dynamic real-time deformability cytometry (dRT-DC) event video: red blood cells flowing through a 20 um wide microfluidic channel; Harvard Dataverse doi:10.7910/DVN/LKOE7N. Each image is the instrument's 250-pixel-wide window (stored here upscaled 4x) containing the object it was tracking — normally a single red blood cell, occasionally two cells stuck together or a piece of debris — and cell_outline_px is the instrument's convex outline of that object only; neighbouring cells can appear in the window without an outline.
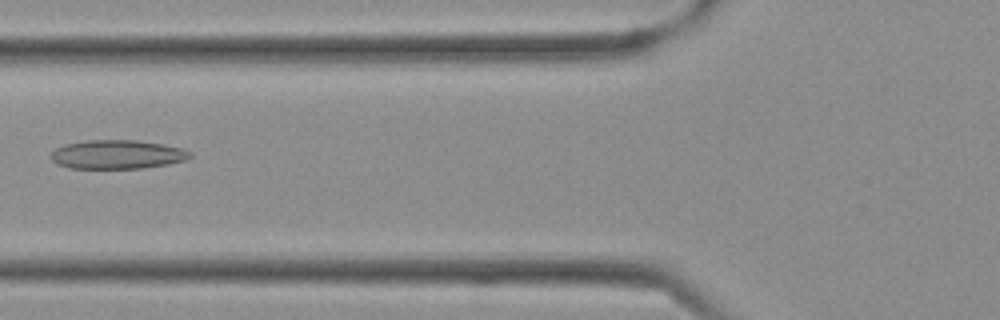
{"species": "Egyptian fruit bat (a non-hibernating species)", "species_latin": "Rousettus aegyptiacus", "temperature_condition": "cold", "stored_images_in_passage": 38, "camera_frame_rate_fps": 3000, "um_per_image_px": 0.085, "frame": {"image": 1, "passage_image": 14, "time_ms": 4.333, "image_size_px": [1000, 320], "cell_outline_px": [[192, 156], [188, 160], [168, 164], [144, 168], [68, 168], [56, 164], [52, 160], [52, 152], [56, 148], [64, 144], [88, 140], [132, 140], [164, 144], [180, 148], [192, 152]], "centroid_in_image_um": [9.98, 13.13], "position_along_channel_um": 115.8, "area_um2": 23.47}}
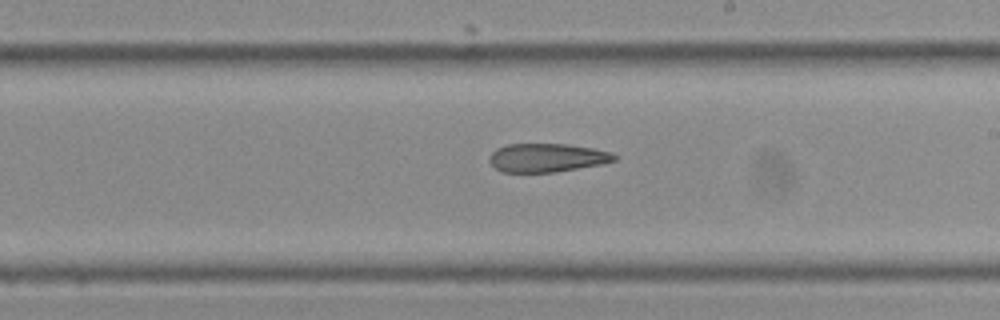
{"frame": {"image": 2, "passage_image": 21, "time_ms": 6.667, "image_size_px": [1000, 320], "cell_outline_px": [[616, 160], [604, 164], [556, 172], [500, 172], [488, 160], [488, 156], [496, 148], [508, 144], [568, 144], [592, 148], [612, 152], [616, 156]], "centroid_in_image_um": [46.49, 13.41], "position_along_channel_um": 242.5, "area_um2": 20.98}}
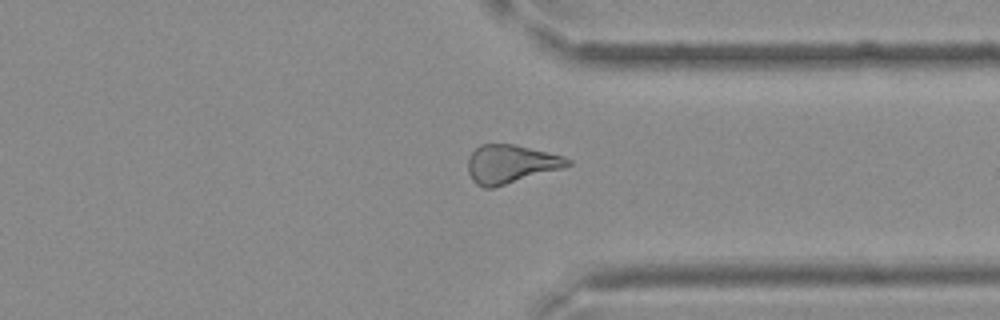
{"frame": {"image": 3, "passage_image": 28, "time_ms": 9.0, "image_size_px": [1000, 320], "cell_outline_px": [[572, 164], [564, 168], [492, 188], [484, 188], [476, 184], [472, 180], [468, 172], [468, 156], [480, 144], [516, 144], [564, 156], [572, 160]], "centroid_in_image_um": [43.42, 13.94], "position_along_channel_um": 368.0, "area_um2": 22.54}}